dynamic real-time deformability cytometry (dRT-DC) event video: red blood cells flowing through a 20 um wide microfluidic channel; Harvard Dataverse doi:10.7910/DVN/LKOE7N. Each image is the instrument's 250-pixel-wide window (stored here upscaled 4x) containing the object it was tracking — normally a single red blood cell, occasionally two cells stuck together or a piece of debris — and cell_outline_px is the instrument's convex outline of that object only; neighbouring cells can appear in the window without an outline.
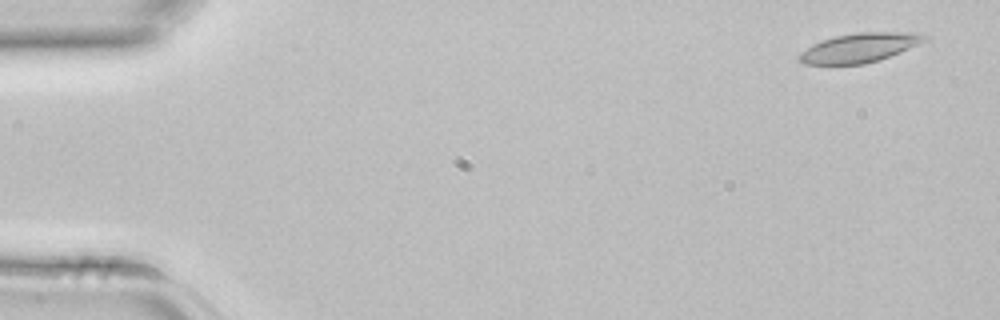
{"species": "common noctule bat (a hibernating species)", "species_latin": "Nyctalus noctula", "temperature_condition": "room temperature", "stored_images_in_passage": 4, "camera_frame_rate_fps": 3000, "um_per_image_px": 0.085, "animal": {"sex": "female", "body_mass_g": 22.7, "forearm_length_mm": 54.2}, "frame": {"image": 1, "passage_image": 1, "time_ms": 0.0, "image_size_px": [1000, 320], "cell_outline_px": [[928, 40], [900, 52], [880, 60], [864, 64], [804, 64], [796, 56], [800, 52], [812, 44], [836, 36], [856, 32], [916, 32], [928, 36]], "centroid_in_image_um": [73.08, 4.05], "position_along_channel_um": 11.9, "area_um2": 21.39}}
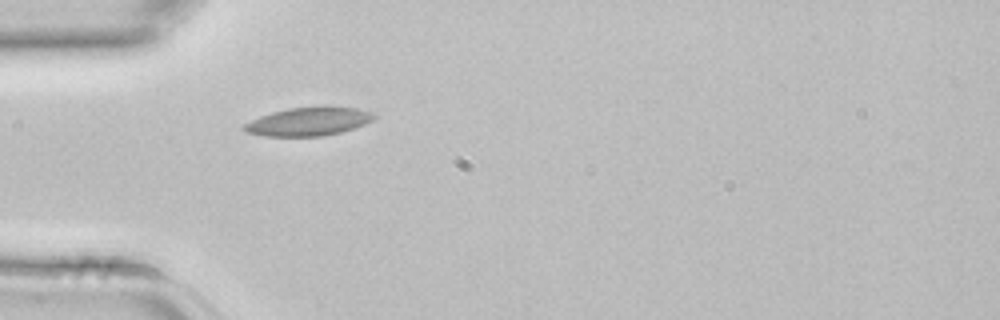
{"frame": {"image": 2, "passage_image": 4, "time_ms": 1.0, "image_size_px": [1000, 320], "cell_outline_px": [[376, 116], [372, 120], [364, 124], [340, 132], [324, 136], [264, 136], [248, 132], [240, 128], [244, 124], [260, 116], [272, 112], [288, 108], [356, 108], [372, 112]], "centroid_in_image_um": [26.18, 10.35], "position_along_channel_um": 58.8, "area_um2": 20.92}}